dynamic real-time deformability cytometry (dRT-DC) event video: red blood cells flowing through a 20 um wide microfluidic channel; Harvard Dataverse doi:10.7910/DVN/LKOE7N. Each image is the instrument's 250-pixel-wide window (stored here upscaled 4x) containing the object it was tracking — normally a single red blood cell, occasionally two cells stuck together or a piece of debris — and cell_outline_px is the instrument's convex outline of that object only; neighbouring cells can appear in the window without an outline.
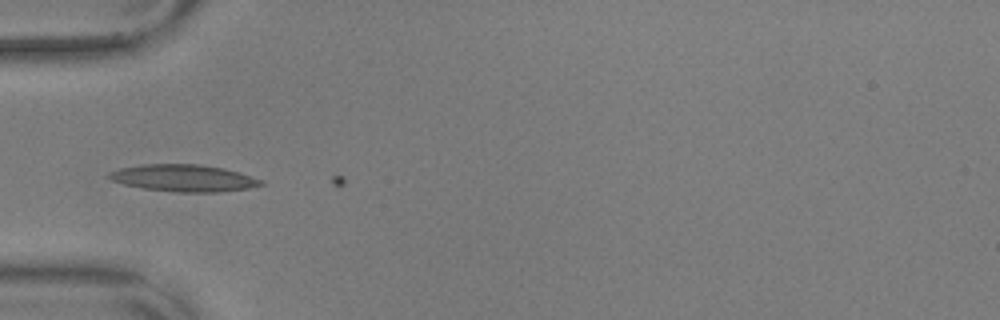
{"species": "common noctule bat (a hibernating species)", "species_latin": "Nyctalus noctula", "temperature_condition": "warm", "stored_images_in_passage": 2, "camera_frame_rate_fps": 3000, "um_per_image_px": 0.085, "animal": {"sex": "male", "body_mass_g": 17.9, "forearm_length_mm": 54.2}, "frame": {"image": 1, "passage_image": 1, "time_ms": 0.0, "image_size_px": [1000, 320], "cell_outline_px": [[264, 184], [248, 188], [220, 192], [176, 192], [144, 188], [124, 184], [112, 180], [108, 176], [108, 172], [120, 168], [144, 164], [196, 164], [224, 168], [240, 172], [260, 180]], "centroid_in_image_um": [15.6, 15.13], "position_along_channel_um": 69.4, "area_um2": 23.64}}